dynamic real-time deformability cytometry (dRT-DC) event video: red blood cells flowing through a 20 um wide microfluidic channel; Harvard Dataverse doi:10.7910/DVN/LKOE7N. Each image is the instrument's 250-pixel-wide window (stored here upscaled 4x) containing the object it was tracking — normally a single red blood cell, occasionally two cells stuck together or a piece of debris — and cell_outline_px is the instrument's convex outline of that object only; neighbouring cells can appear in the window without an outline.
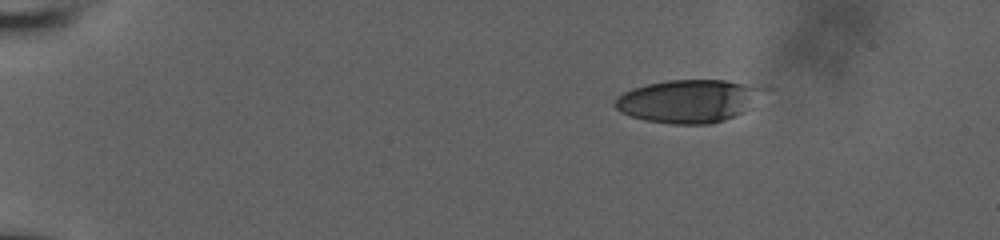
{"species": "human", "species_latin": "Homo sapiens", "temperature_condition": "room temperature", "stored_images_in_passage": 17, "camera_frame_rate_fps": 3000, "um_per_image_px": 0.085, "donor": {"sex": "male"}, "frame": {"image": 1, "passage_image": 1, "time_ms": 0.0, "image_size_px": [1000, 240], "cell_outline_px": [[772, 88], [744, 112], [708, 124], [672, 124], [644, 120], [620, 112], [616, 108], [616, 100], [624, 92], [632, 88], [648, 84], [668, 80], [724, 80]], "centroid_in_image_um": [58.59, 8.57], "position_along_channel_um": 26.4, "area_um2": 37.11}}
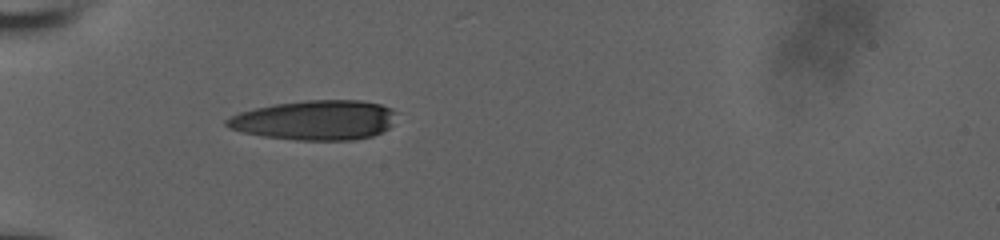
{"frame": {"image": 2, "passage_image": 10, "time_ms": 3.0, "image_size_px": [1000, 240], "cell_outline_px": [[400, 112], [392, 124], [388, 128], [372, 136], [352, 140], [296, 140], [264, 136], [244, 132], [228, 128], [224, 124], [224, 120], [240, 112], [256, 108], [276, 104], [308, 100], [360, 100], [380, 104], [392, 108]], "centroid_in_image_um": [26.83, 10.21], "position_along_channel_um": 58.2, "area_um2": 39.36}}
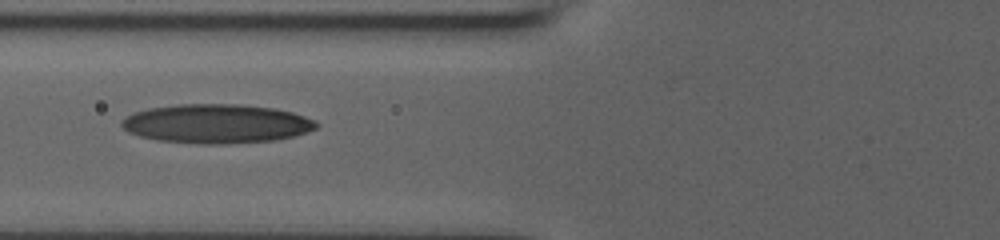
{"frame": {"image": 3, "passage_image": 15, "time_ms": 4.667, "image_size_px": [1000, 240], "cell_outline_px": [[320, 124], [316, 128], [292, 136], [276, 140], [224, 144], [204, 144], [160, 140], [140, 136], [128, 132], [120, 124], [120, 120], [136, 112], [148, 108], [180, 104], [240, 104], [272, 108], [292, 112], [316, 120]], "centroid_in_image_um": [18.41, 10.51], "position_along_channel_um": 107.4, "area_um2": 44.16}}